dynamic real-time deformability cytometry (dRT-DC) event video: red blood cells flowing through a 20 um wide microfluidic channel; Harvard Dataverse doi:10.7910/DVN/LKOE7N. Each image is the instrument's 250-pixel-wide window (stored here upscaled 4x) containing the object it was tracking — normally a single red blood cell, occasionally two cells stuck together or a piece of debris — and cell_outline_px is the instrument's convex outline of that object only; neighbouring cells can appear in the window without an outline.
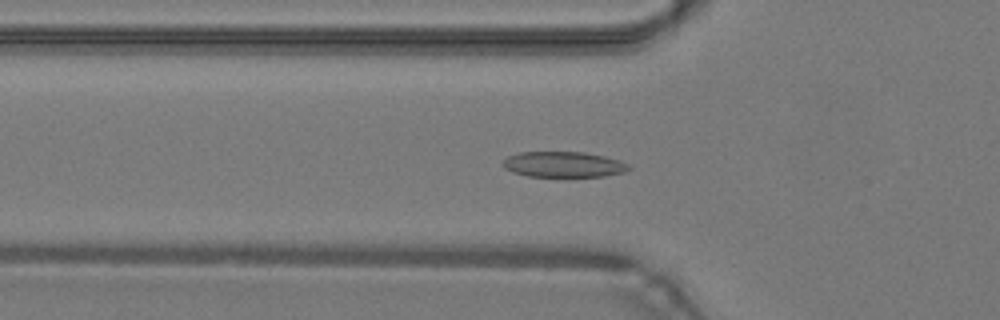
{"species": "common noctule bat (a hibernating species)", "species_latin": "Nyctalus noctula", "temperature_condition": "warm", "stored_images_in_passage": 41, "camera_frame_rate_fps": 3000, "um_per_image_px": 0.085, "animal": {"sex": "male", "body_mass_g": 19.2, "forearm_length_mm": 51.8}, "frame": {"image": 1, "passage_image": 9, "time_ms": 2.667, "image_size_px": [1000, 320], "cell_outline_px": [[632, 168], [624, 172], [604, 176], [528, 176], [512, 172], [504, 168], [500, 164], [508, 156], [520, 152], [584, 152], [604, 156], [620, 160], [628, 164]], "centroid_in_image_um": [47.89, 13.97], "position_along_channel_um": 77.9, "area_um2": 18.79}}
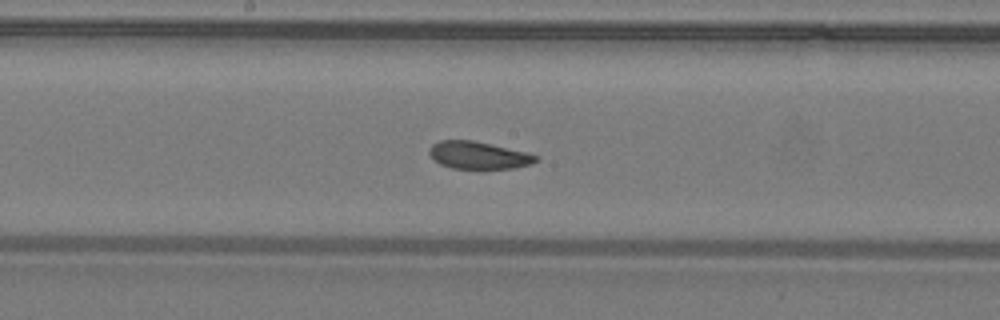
{"frame": {"image": 2, "passage_image": 18, "time_ms": 5.667, "image_size_px": [1000, 320], "cell_outline_px": [[540, 160], [532, 164], [516, 168], [452, 168], [440, 164], [428, 152], [432, 144], [440, 140], [472, 140], [528, 152], [540, 156]], "centroid_in_image_um": [40.74, 13.19], "position_along_channel_um": 207.5, "area_um2": 17.05}}
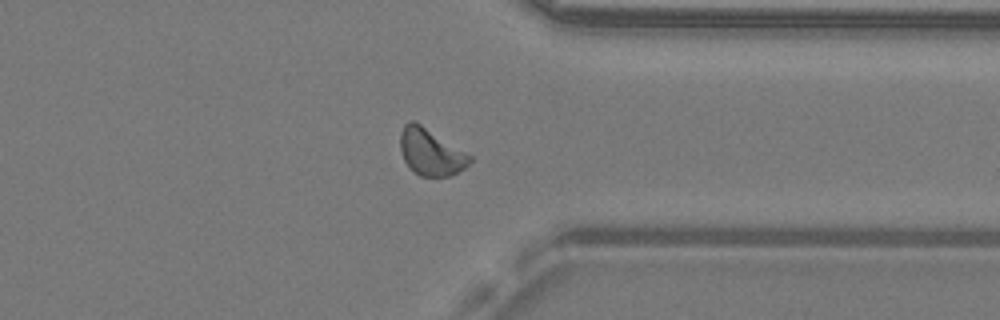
{"frame": {"image": 3, "passage_image": 30, "time_ms": 9.667, "image_size_px": [1000, 320], "cell_outline_px": [[472, 160], [464, 168], [452, 176], [420, 176], [404, 160], [400, 148], [400, 132], [404, 124], [408, 120], [416, 120], [472, 156]], "centroid_in_image_um": [36.61, 12.89], "position_along_channel_um": 374.8, "area_um2": 18.96}, "authors_computed_cell_mechanics": {"area_um2": 18.207, "velocity_mm_per_s": 4.2873, "shape_relaxation_time_tau1_ms": 3.6414, "shape_relaxation_time_tau2_ms": 1.8401, "deformation_change_tau1": 0.1252, "deformation_change_tau2": 0.0636}}